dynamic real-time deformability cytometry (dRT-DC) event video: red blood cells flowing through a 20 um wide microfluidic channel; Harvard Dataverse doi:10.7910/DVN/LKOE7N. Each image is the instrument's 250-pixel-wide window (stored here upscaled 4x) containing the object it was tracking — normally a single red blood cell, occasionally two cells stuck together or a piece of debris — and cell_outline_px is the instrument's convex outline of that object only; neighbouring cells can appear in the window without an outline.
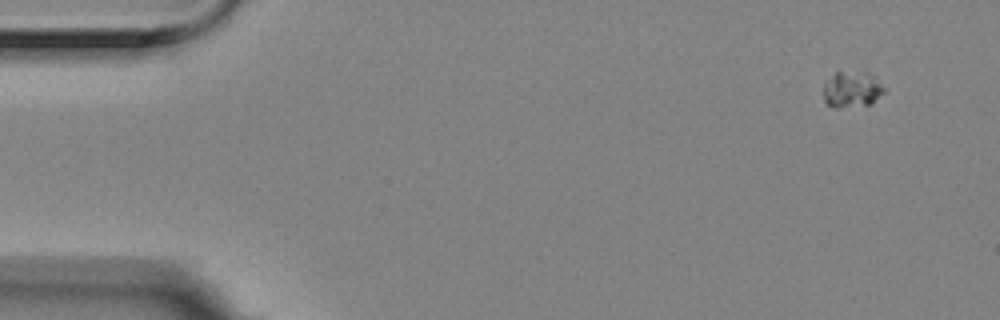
{"species": "Egyptian fruit bat (a non-hibernating species)", "species_latin": "Rousettus aegyptiacus", "temperature_condition": "room temperature", "stored_images_in_passage": 5, "camera_frame_rate_fps": 3000, "um_per_image_px": 0.085, "animal": {"sex": "female"}, "frame": {"image": 1, "passage_image": 1, "time_ms": 0.0, "image_size_px": [1000, 320], "cell_outline_px": [[884, 92], [872, 104], [836, 108], [828, 104], [824, 100], [824, 84], [836, 72], [868, 72], [876, 76], [884, 88]], "centroid_in_image_um": [72.45, 7.6], "position_along_channel_um": 12.6, "area_um2": 12.72}}
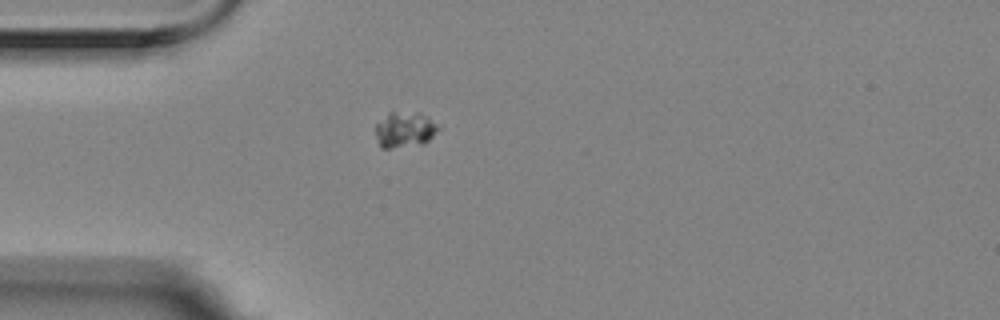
{"frame": {"image": 2, "passage_image": 4, "time_ms": 1.0, "image_size_px": [1000, 320], "cell_outline_px": [[440, 128], [424, 144], [392, 148], [380, 148], [376, 136], [376, 124], [388, 112], [420, 112], [428, 116]], "centroid_in_image_um": [34.4, 11.01], "position_along_channel_um": 50.6, "area_um2": 13.12}}